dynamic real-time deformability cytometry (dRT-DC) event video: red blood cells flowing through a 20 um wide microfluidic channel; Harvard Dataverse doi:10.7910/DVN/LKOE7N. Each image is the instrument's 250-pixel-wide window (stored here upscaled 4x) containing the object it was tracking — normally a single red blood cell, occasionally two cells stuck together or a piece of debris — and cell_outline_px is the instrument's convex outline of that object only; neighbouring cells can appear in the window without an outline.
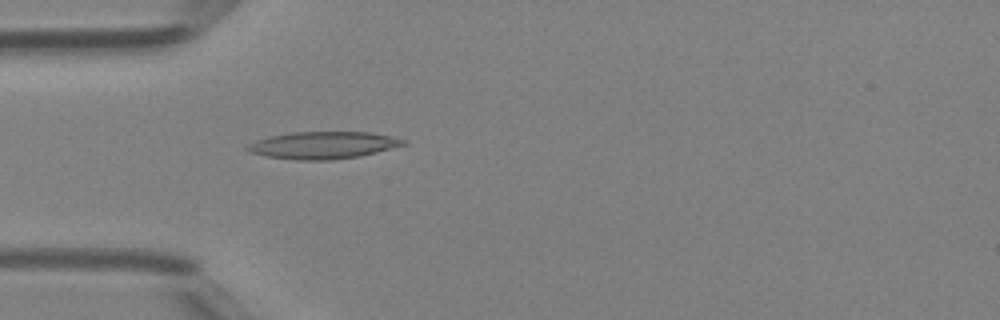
{"species": "Egyptian fruit bat (a non-hibernating species)", "species_latin": "Rousettus aegyptiacus", "temperature_condition": "room temperature", "stored_images_in_passage": 46, "camera_frame_rate_fps": 3000, "um_per_image_px": 0.085, "animal": {"sex": "female"}, "frame": {"image": 1, "passage_image": 12, "time_ms": 3.667, "image_size_px": [1000, 320], "cell_outline_px": [[408, 144], [360, 156], [332, 160], [296, 160], [264, 156], [248, 152], [244, 148], [248, 144], [256, 140], [268, 136], [292, 132], [372, 132], [392, 136], [404, 140]], "centroid_in_image_um": [27.43, 12.34], "position_along_channel_um": 57.6, "area_um2": 24.91}}
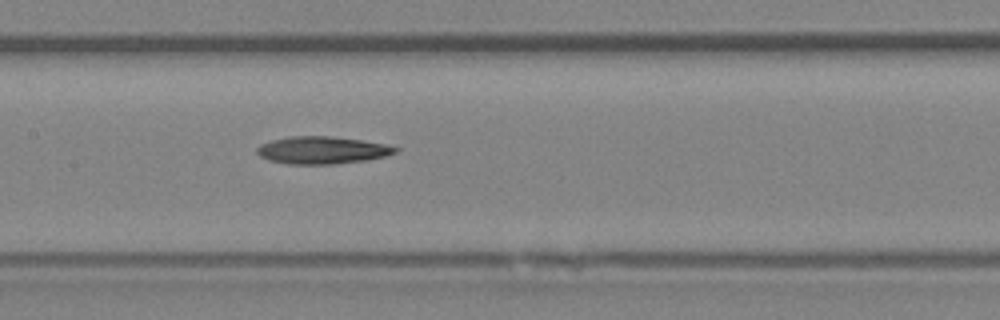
{"frame": {"image": 2, "passage_image": 21, "time_ms": 6.667, "image_size_px": [1000, 320], "cell_outline_px": [[400, 148], [396, 152], [384, 156], [368, 160], [332, 164], [288, 164], [268, 160], [260, 156], [256, 152], [256, 148], [260, 144], [272, 140], [288, 136], [332, 136], [360, 140], [384, 144]], "centroid_in_image_um": [27.34, 12.76], "position_along_channel_um": 180.1, "area_um2": 22.08}}
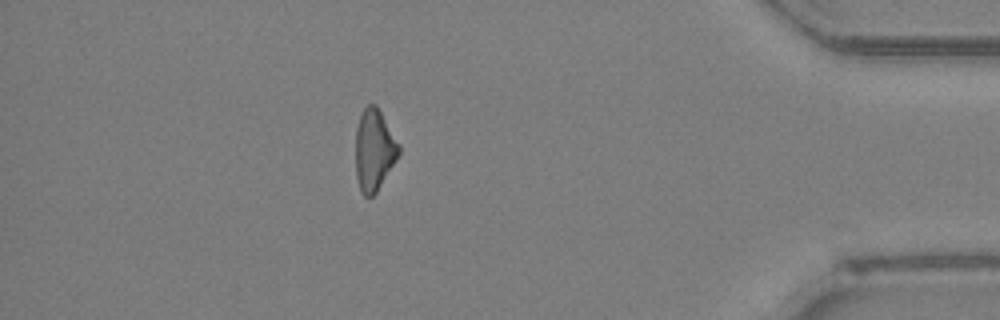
{"frame": {"image": 3, "passage_image": 40, "time_ms": 13.0, "image_size_px": [1000, 320], "cell_outline_px": [[400, 152], [396, 160], [376, 192], [372, 196], [364, 196], [360, 192], [356, 176], [356, 128], [360, 116], [364, 108], [368, 104], [376, 104], [400, 144]], "centroid_in_image_um": [31.8, 12.74], "position_along_channel_um": 403.4, "area_um2": 20.46}, "authors_computed_cell_mechanics": {"area_um2": 21.9062, "velocity_mm_per_s": 4.2466, "shape_relaxation_time_tau1_ms": 4.9828, "shape_relaxation_time_tau2_ms": null, "deformation_change_tau1": 0.138, "deformation_change_tau2": null}}